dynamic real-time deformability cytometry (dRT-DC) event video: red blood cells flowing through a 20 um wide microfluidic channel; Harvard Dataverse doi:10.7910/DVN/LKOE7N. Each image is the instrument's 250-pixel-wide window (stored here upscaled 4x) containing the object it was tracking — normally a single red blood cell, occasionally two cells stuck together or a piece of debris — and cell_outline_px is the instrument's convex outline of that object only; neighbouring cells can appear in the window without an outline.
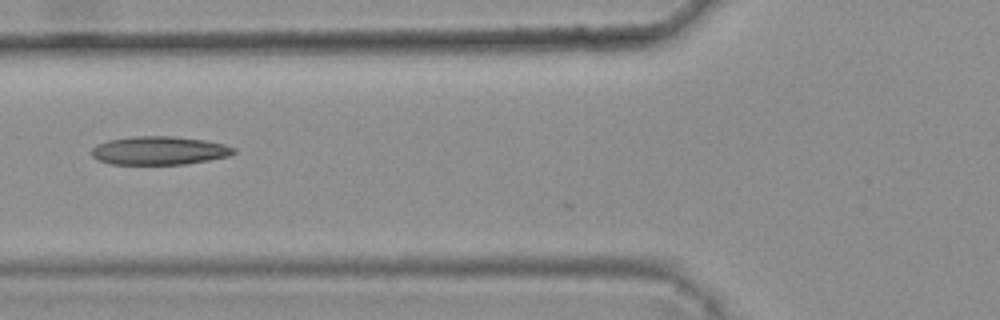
{"species": "common noctule bat (a hibernating species)", "species_latin": "Nyctalus noctula", "temperature_condition": "warm", "stored_images_in_passage": 3, "camera_frame_rate_fps": 3000, "um_per_image_px": 0.085, "animal": {"sex": "female", "body_mass_g": 25.1}, "frame": {"image": 1, "passage_image": 3, "time_ms": 0.667, "image_size_px": [1000, 320], "cell_outline_px": [[236, 152], [228, 156], [208, 160], [184, 164], [108, 164], [92, 156], [92, 148], [96, 144], [108, 140], [132, 136], [172, 136], [204, 140], [224, 144], [236, 148]], "centroid_in_image_um": [13.53, 12.79], "position_along_channel_um": 112.3, "area_um2": 23.52}}